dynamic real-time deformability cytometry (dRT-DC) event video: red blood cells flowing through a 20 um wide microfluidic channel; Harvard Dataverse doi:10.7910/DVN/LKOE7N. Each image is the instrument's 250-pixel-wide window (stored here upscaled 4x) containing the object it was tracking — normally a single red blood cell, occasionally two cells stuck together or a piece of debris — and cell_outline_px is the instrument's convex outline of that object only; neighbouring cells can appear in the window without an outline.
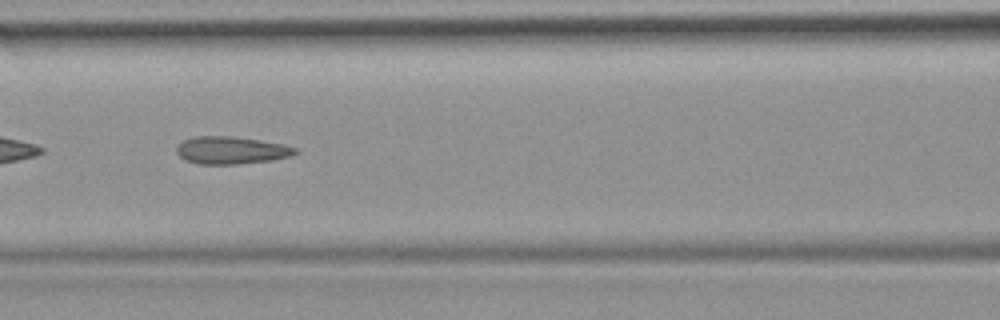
{"species": "common noctule bat (a hibernating species)", "species_latin": "Nyctalus noctula", "temperature_condition": "room temperature", "stored_images_in_passage": 52, "camera_frame_rate_fps": 3000, "um_per_image_px": 0.085, "animal": {"sex": "female", "body_mass_g": 19.9}, "frame": {"image": 1, "passage_image": 23, "time_ms": 7.333, "image_size_px": [1000, 320], "cell_outline_px": [[300, 152], [292, 156], [272, 160], [236, 164], [200, 164], [188, 160], [180, 156], [176, 152], [176, 148], [184, 140], [196, 136], [232, 136], [260, 140], [284, 144], [296, 148]], "centroid_in_image_um": [19.71, 12.77], "position_along_channel_um": 146.9, "area_um2": 18.96}, "authors_computed_cell_mechanics": {"area_um2": 18.8717, "velocity_mm_per_s": 3.8739, "shape_relaxation_time_tau1_ms": null, "shape_relaxation_time_tau2_ms": 3.0556, "deformation_change_tau1": null, "deformation_change_tau2": 0.0968}}